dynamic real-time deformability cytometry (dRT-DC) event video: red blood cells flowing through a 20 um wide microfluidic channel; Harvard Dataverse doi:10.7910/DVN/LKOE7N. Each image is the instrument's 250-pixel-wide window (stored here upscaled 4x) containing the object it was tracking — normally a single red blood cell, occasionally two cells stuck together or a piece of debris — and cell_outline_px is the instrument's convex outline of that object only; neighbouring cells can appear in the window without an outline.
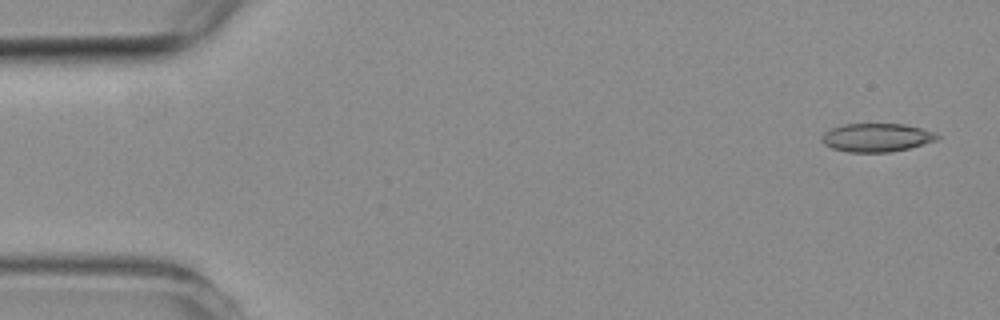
{"species": "common noctule bat (a hibernating species)", "species_latin": "Nyctalus noctula", "temperature_condition": "room temperature", "stored_images_in_passage": 4, "camera_frame_rate_fps": 3000, "um_per_image_px": 0.085, "animal": {"sex": "female", "body_mass_g": 19.3, "forearm_length_mm": 54.1}, "frame": {"image": 1, "passage_image": 1, "time_ms": 0.0, "image_size_px": [1000, 320], "cell_outline_px": [[940, 136], [936, 140], [908, 148], [888, 152], [848, 152], [832, 148], [824, 144], [820, 140], [820, 136], [824, 132], [832, 128], [844, 124], [904, 124], [936, 132]], "centroid_in_image_um": [74.48, 11.69], "position_along_channel_um": 10.5, "area_um2": 19.07}}